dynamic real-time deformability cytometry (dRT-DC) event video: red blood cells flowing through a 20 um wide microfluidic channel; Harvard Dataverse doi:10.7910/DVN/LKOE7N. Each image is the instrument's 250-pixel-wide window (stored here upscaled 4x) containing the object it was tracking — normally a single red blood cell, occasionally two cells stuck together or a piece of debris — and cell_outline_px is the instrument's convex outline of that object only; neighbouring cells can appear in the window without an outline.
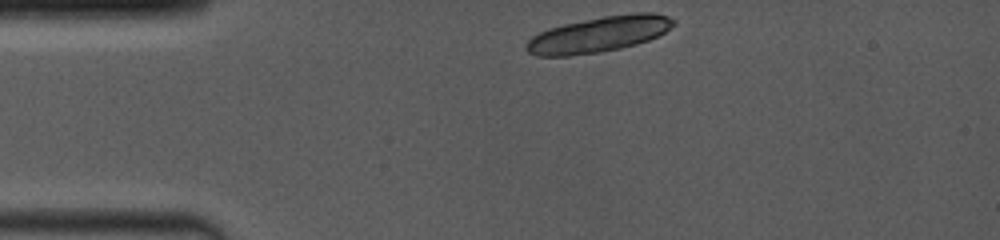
{"species": "common noctule bat (a hibernating species)", "species_latin": "Nyctalus noctula", "temperature_condition": "room temperature", "stored_images_in_passage": 3, "camera_frame_rate_fps": 4000, "um_per_image_px": 0.085, "animal": {"sex": "female", "body_mass_g": 19.0, "forearm_length_mm": 53.3}, "frame": {"image": 1, "passage_image": 1, "time_ms": 0.0, "image_size_px": [1000, 240], "cell_outline_px": [[676, 24], [664, 32], [648, 40], [636, 44], [620, 48], [596, 52], [568, 56], [536, 56], [528, 52], [524, 48], [524, 44], [532, 36], [548, 28], [564, 24], [600, 16], [632, 12], [652, 12], [668, 16], [676, 20]], "centroid_in_image_um": [50.89, 2.9], "position_along_channel_um": 34.1, "area_um2": 30.81}}